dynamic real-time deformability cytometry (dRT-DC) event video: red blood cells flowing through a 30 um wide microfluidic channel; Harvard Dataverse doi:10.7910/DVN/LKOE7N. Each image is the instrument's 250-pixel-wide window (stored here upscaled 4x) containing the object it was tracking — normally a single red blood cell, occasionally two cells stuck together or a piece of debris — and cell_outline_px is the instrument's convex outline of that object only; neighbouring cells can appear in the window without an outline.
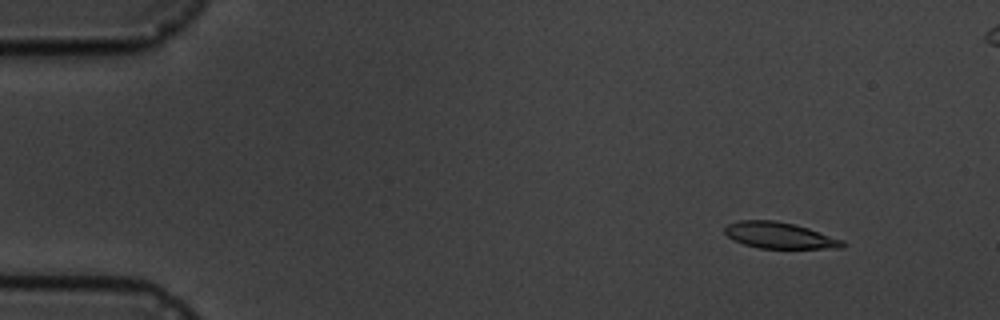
{"species": "common noctule bat (a hibernating species)", "species_latin": "Nyctalus noctula", "temperature_condition": "cold", "stored_images_in_passage": 15, "camera_frame_rate_fps": 3000, "um_per_image_px": 0.085, "animal": {"sex": "male", "body_mass_g": 19.5, "forearm_length_mm": 54.6}, "frame": {"image": 1, "passage_image": 1, "time_ms": 0.0, "image_size_px": [1000, 320], "cell_outline_px": [[848, 244], [844, 248], [760, 248], [744, 244], [732, 240], [724, 232], [724, 228], [728, 224], [740, 220], [776, 220], [808, 228], [844, 240]], "centroid_in_image_um": [66.28, 20.01], "position_along_channel_um": 18.7, "area_um2": 18.03}}
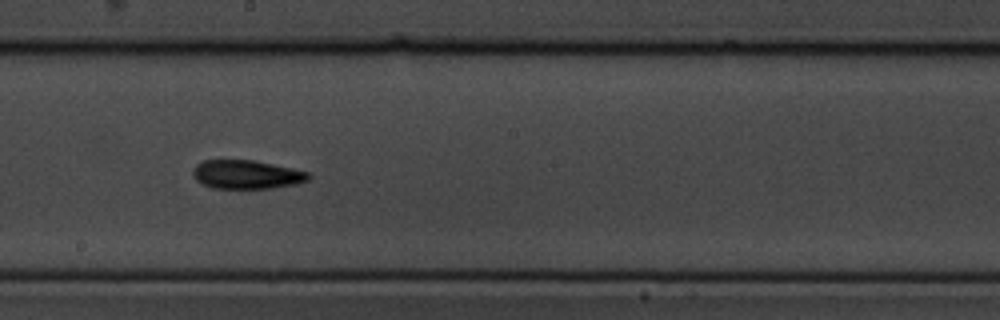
{"frame": {"image": 2, "passage_image": 8, "time_ms": 8.667, "image_size_px": [1000, 320], "cell_outline_px": [[312, 176], [308, 180], [296, 184], [272, 188], [212, 188], [196, 180], [192, 176], [192, 168], [196, 164], [204, 160], [252, 160], [292, 168], [308, 172]], "centroid_in_image_um": [20.94, 14.83], "position_along_channel_um": 227.3, "area_um2": 19.36}}
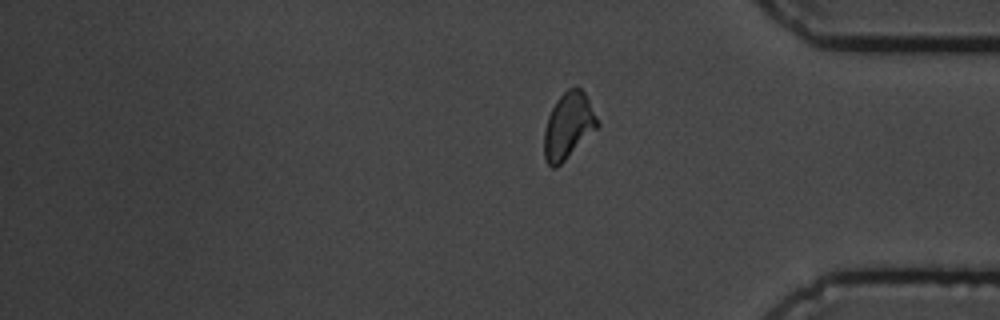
{"frame": {"image": 3, "passage_image": 15, "time_ms": 17.667, "image_size_px": [1000, 320], "cell_outline_px": [[600, 124], [556, 168], [552, 168], [544, 160], [544, 128], [548, 116], [556, 100], [568, 88], [580, 88], [584, 92]], "centroid_in_image_um": [48.27, 10.69], "position_along_channel_um": 386.9, "area_um2": 20.11}, "authors_computed_cell_mechanics": {"area_um2": 18.9006, "velocity_mm_per_s": 3.5209, "shape_relaxation_time_tau1_ms": 5.3939, "shape_relaxation_time_tau2_ms": 7.5497, "deformation_change_tau1": 0.1642, "deformation_change_tau2": 0.1693}}